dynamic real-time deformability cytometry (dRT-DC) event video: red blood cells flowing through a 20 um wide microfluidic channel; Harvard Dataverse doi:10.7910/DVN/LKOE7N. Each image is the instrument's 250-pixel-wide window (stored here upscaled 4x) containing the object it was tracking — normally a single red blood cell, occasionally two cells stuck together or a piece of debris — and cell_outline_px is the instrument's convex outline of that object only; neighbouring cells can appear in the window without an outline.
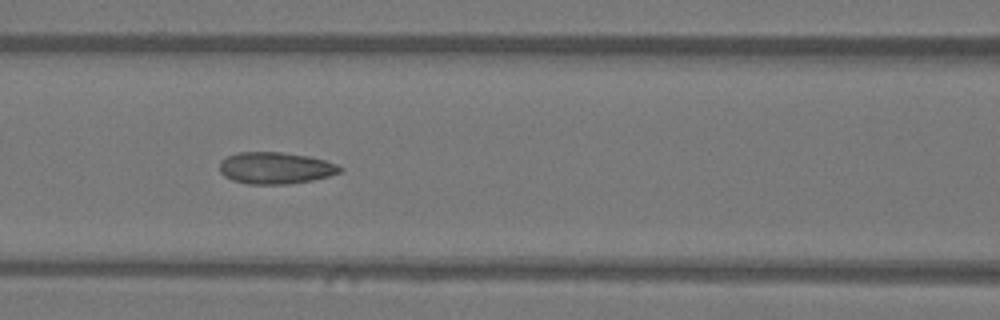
{"species": "Egyptian fruit bat (a non-hibernating species)", "species_latin": "Rousettus aegyptiacus", "temperature_condition": "warm", "stored_images_in_passage": 50, "camera_frame_rate_fps": 3000, "um_per_image_px": 0.085, "animal": {"sex": "female"}, "frame": {"image": 1, "passage_image": 22, "time_ms": 7.0, "image_size_px": [1000, 320], "cell_outline_px": [[344, 168], [340, 172], [328, 176], [312, 180], [288, 184], [248, 184], [232, 180], [224, 176], [220, 172], [220, 160], [236, 152], [280, 152], [308, 156], [324, 160], [336, 164]], "centroid_in_image_um": [23.39, 14.28], "position_along_channel_um": 143.2, "area_um2": 22.25}, "authors_computed_cell_mechanics": {"area_um2": 21.8773, "velocity_mm_per_s": 4.0744, "shape_relaxation_time_tau1_ms": 11.3997, "shape_relaxation_time_tau2_ms": 1.3157, "deformation_change_tau1": 0.2755, "deformation_change_tau2": 0.0729}}